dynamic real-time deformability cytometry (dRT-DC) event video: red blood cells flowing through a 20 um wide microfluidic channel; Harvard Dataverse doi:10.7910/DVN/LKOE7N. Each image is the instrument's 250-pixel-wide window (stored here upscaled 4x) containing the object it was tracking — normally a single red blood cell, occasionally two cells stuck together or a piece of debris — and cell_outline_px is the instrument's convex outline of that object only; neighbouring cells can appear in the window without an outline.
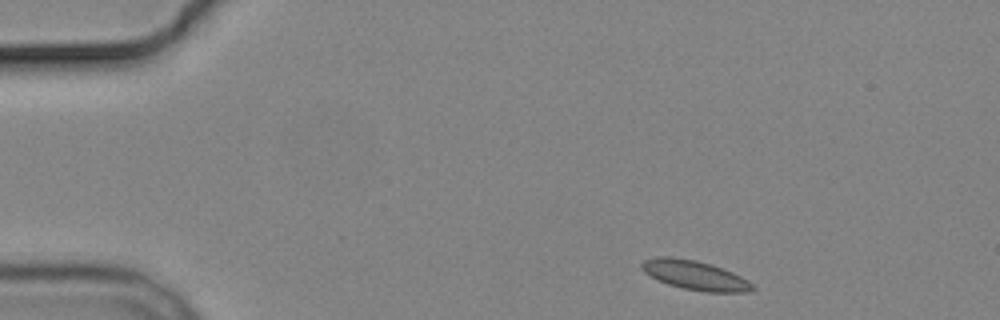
{"species": "common noctule bat (a hibernating species)", "species_latin": "Nyctalus noctula", "temperature_condition": "cold", "stored_images_in_passage": 4, "segment_of_instrument_passage": [2, 2], "camera_frame_rate_fps": 3000, "um_per_image_px": 0.085, "animal": {"sex": "male", "body_mass_g": 19.2, "forearm_length_mm": 51.8}, "frame": {"image": 1, "passage_image": 4, "time_ms": 5.333, "image_size_px": [1000, 320], "cell_outline_px": [[756, 288], [748, 292], [704, 292], [684, 288], [668, 284], [656, 280], [644, 272], [640, 268], [640, 264], [644, 260], [656, 256], [672, 256], [696, 260], [712, 264], [732, 272], [748, 280]], "centroid_in_image_um": [59.04, 23.38], "position_along_channel_um": 26.0, "area_um2": 19.13}}